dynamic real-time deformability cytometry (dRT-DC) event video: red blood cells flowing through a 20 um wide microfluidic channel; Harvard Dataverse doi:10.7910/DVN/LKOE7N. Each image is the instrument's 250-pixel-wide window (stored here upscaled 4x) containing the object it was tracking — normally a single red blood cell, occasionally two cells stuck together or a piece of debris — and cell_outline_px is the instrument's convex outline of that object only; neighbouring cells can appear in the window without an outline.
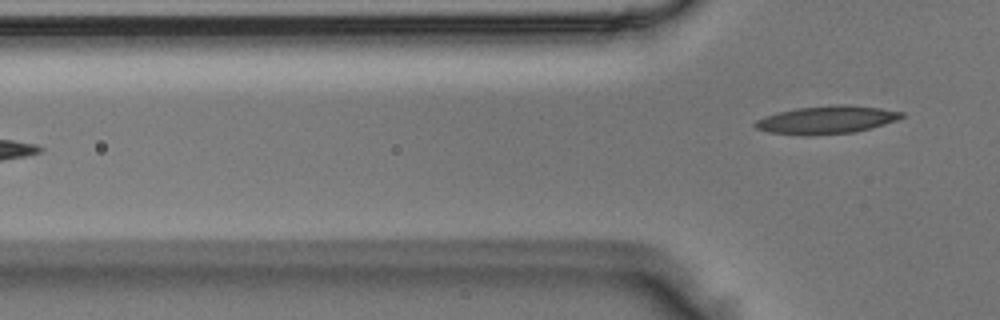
{"species": "Egyptian fruit bat (a non-hibernating species)", "species_latin": "Rousettus aegyptiacus", "temperature_condition": "room temperature", "stored_images_in_passage": 5, "camera_frame_rate_fps": 3000, "um_per_image_px": 0.085, "animal": {"sex": "male"}, "frame": {"image": 1, "passage_image": 5, "time_ms": 1.333, "image_size_px": [1000, 320], "cell_outline_px": [[904, 116], [896, 120], [884, 124], [856, 132], [808, 136], [800, 136], [768, 132], [756, 128], [752, 124], [756, 120], [764, 116], [796, 108], [844, 104], [848, 104], [880, 108], [904, 112]], "centroid_in_image_um": [70.24, 10.2], "position_along_channel_um": 55.6, "area_um2": 23.93}}